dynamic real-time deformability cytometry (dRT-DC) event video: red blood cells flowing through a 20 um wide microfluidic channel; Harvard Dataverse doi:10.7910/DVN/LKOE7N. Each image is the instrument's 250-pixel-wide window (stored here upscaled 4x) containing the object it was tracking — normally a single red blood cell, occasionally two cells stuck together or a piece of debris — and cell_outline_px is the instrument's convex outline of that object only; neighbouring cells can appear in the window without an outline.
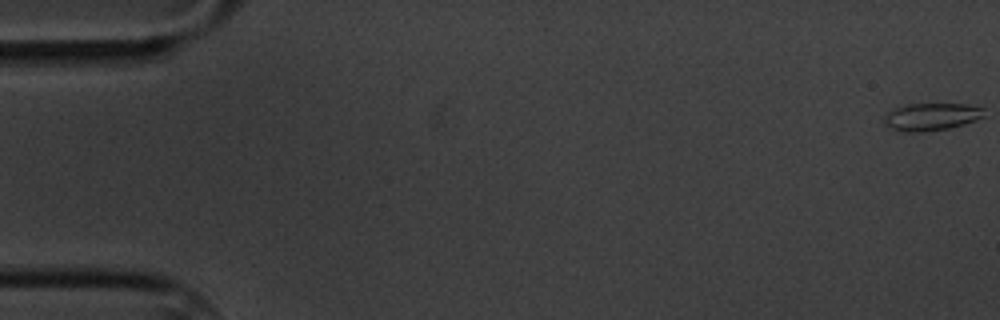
{"species": "common noctule bat (a hibernating species)", "species_latin": "Nyctalus noctula", "temperature_condition": "cold", "stored_images_in_passage": 5, "camera_frame_rate_fps": 3000, "um_per_image_px": 0.085, "animal": {"sex": "male", "body_mass_g": 20.1, "forearm_length_mm": 53.5}, "frame": {"image": 1, "passage_image": 1, "time_ms": 0.0, "image_size_px": [1000, 320], "cell_outline_px": [[984, 116], [964, 124], [948, 128], [924, 132], [904, 132], [892, 128], [884, 124], [880, 120], [888, 112], [896, 108], [908, 104], [968, 104], [984, 108]], "centroid_in_image_um": [79.13, 9.93], "position_along_channel_um": 5.9, "area_um2": 16.01}}